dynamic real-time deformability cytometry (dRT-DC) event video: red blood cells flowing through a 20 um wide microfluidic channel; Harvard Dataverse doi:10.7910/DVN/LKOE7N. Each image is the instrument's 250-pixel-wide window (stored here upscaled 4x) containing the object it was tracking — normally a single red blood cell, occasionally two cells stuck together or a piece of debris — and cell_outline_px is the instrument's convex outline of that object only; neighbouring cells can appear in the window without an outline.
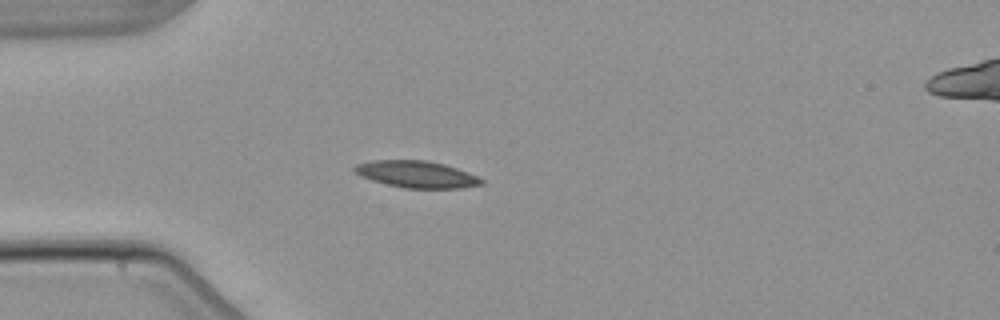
{"species": "common noctule bat (a hibernating species)", "species_latin": "Nyctalus noctula", "temperature_condition": "warm", "stored_images_in_passage": 3, "camera_frame_rate_fps": 3000, "um_per_image_px": 0.085, "animal": {"sex": "male", "body_mass_g": 21.5, "forearm_length_mm": 52.0}, "frame": {"image": 1, "passage_image": 3, "time_ms": 4.0, "image_size_px": [1000, 320], "cell_outline_px": [[484, 184], [460, 188], [404, 188], [372, 180], [360, 176], [352, 168], [356, 164], [372, 160], [428, 160], [444, 164], [468, 172], [484, 180]], "centroid_in_image_um": [35.41, 14.81], "position_along_channel_um": 49.6, "area_um2": 19.77}}